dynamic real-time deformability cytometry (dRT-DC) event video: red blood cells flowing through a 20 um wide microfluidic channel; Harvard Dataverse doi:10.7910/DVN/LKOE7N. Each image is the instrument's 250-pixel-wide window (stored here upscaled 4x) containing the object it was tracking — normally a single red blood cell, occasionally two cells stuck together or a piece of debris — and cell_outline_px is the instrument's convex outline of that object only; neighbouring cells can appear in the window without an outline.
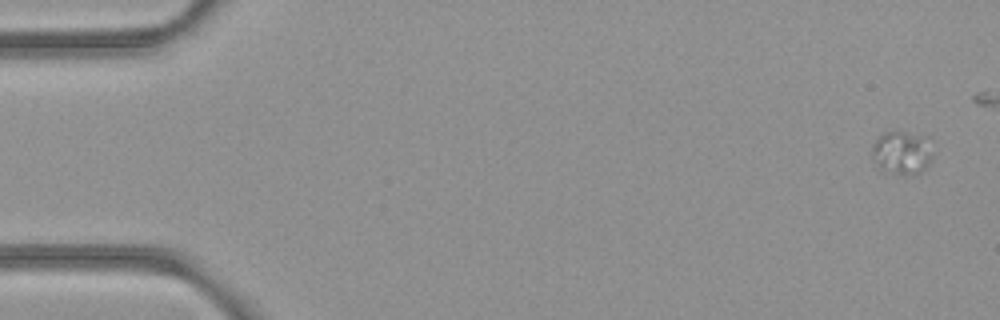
{"species": "common noctule bat (a hibernating species)", "species_latin": "Nyctalus noctula", "temperature_condition": "room temperature", "stored_images_in_passage": 5, "camera_frame_rate_fps": 3000, "um_per_image_px": 0.085, "animal": {"sex": "female", "body_mass_g": 21.9}, "frame": {"image": 1, "passage_image": 1, "time_ms": 0.0, "image_size_px": [1000, 320], "cell_outline_px": [[932, 160], [920, 172], [892, 172], [880, 168], [872, 160], [872, 144], [884, 132], [904, 132], [928, 136], [932, 156]], "centroid_in_image_um": [76.66, 12.92], "position_along_channel_um": 8.3, "area_um2": 14.91}}